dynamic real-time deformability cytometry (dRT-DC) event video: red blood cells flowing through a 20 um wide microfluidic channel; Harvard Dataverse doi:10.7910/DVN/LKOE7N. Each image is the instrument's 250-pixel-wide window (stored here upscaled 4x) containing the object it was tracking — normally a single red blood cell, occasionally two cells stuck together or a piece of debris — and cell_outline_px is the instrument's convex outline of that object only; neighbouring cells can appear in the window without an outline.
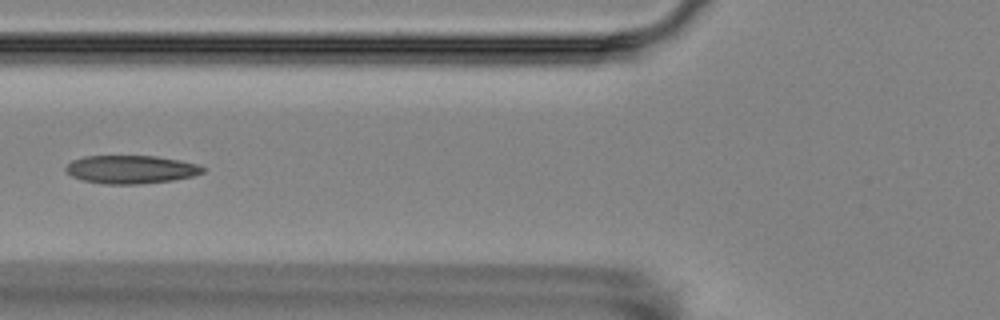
{"species": "Egyptian fruit bat (a non-hibernating species)", "species_latin": "Rousettus aegyptiacus", "temperature_condition": "room temperature", "stored_images_in_passage": 7, "camera_frame_rate_fps": 3000, "um_per_image_px": 0.085, "animal": {"sex": "female"}, "frame": {"image": 1, "passage_image": 7, "time_ms": 7.0, "image_size_px": [1000, 320], "cell_outline_px": [[204, 172], [192, 176], [172, 180], [140, 184], [104, 184], [84, 180], [72, 176], [64, 168], [72, 160], [84, 156], [156, 156], [180, 160], [200, 164], [204, 168]], "centroid_in_image_um": [11.15, 14.39], "position_along_channel_um": 114.7, "area_um2": 22.48}}